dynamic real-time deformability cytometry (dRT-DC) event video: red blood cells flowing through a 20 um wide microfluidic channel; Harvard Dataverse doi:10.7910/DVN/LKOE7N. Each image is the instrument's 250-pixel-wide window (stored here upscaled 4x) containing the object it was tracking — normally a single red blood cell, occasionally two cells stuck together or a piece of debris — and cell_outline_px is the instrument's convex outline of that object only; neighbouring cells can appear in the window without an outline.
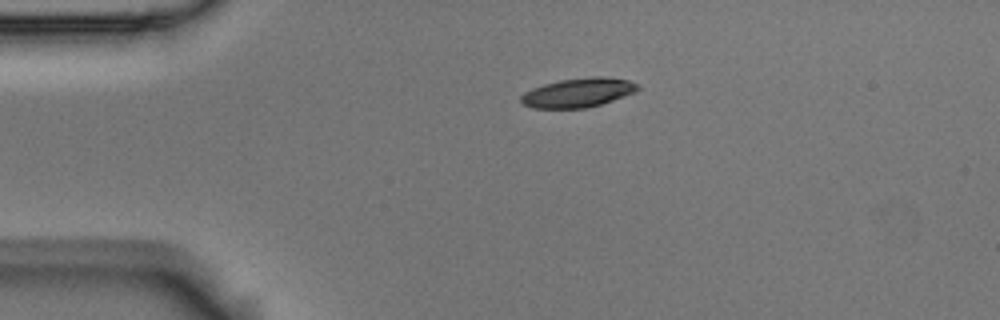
{"species": "Egyptian fruit bat (a non-hibernating species)", "species_latin": "Rousettus aegyptiacus", "temperature_condition": "room temperature", "stored_images_in_passage": 2, "camera_frame_rate_fps": 3000, "um_per_image_px": 0.085, "animal": {"sex": "male"}, "frame": {"image": 1, "passage_image": 1, "time_ms": 0.0, "image_size_px": [1000, 320], "cell_outline_px": [[640, 88], [636, 92], [600, 104], [584, 108], [532, 108], [524, 104], [520, 100], [520, 96], [524, 92], [532, 88], [544, 84], [560, 80], [592, 76], [604, 76], [628, 80], [640, 84]], "centroid_in_image_um": [49.15, 7.86], "position_along_channel_um": 35.8, "area_um2": 19.88}}